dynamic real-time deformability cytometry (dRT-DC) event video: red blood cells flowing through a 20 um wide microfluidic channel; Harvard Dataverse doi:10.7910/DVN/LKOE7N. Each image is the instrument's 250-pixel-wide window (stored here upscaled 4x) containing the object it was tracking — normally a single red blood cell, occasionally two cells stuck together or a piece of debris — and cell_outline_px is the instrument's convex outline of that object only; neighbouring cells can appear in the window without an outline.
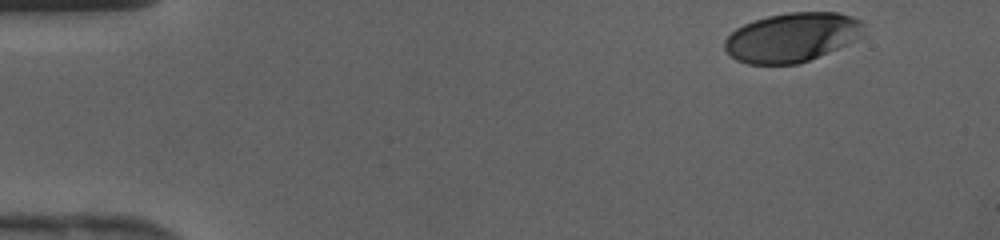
{"species": "human", "species_latin": "Homo sapiens", "temperature_condition": "cold", "stored_images_in_passage": 33, "camera_frame_rate_fps": 3000, "um_per_image_px": 0.085, "donor": {"sex": "female"}, "frame": {"image": 1, "passage_image": 1, "time_ms": 0.0, "image_size_px": [1000, 240], "cell_outline_px": [[864, 36], [848, 44], [808, 60], [796, 64], [748, 64], [736, 60], [724, 52], [724, 40], [736, 28], [744, 24], [768, 16], [788, 12], [836, 12], [852, 16], [860, 20], [864, 24]], "centroid_in_image_um": [67.32, 3.17], "position_along_channel_um": 17.7, "area_um2": 40.06}}
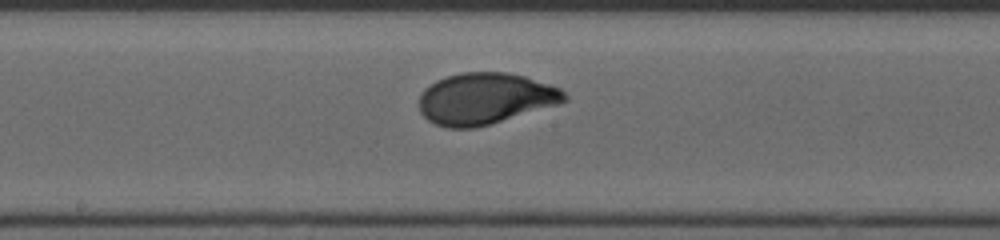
{"frame": {"image": 2, "passage_image": 20, "time_ms": 6.333, "image_size_px": [1000, 240], "cell_outline_px": [[568, 100], [560, 104], [476, 128], [448, 128], [436, 124], [428, 120], [420, 112], [420, 92], [424, 88], [436, 80], [448, 76], [464, 72], [508, 72], [524, 76], [560, 88], [568, 96]], "centroid_in_image_um": [41.25, 8.38], "position_along_channel_um": 207.0, "area_um2": 43.58}}
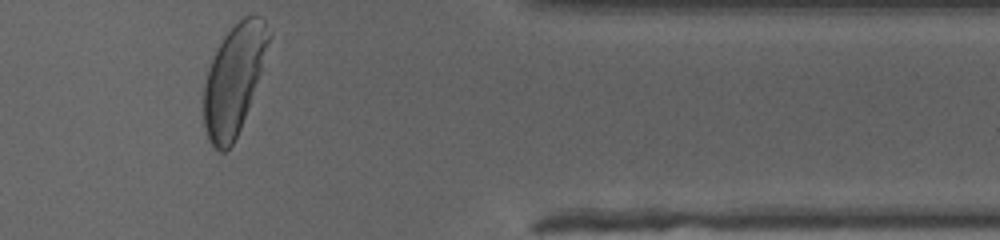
{"frame": {"image": 3, "passage_image": 33, "time_ms": 10.667, "image_size_px": [1000, 240], "cell_outline_px": [[272, 36], [240, 128], [232, 144], [224, 152], [220, 152], [208, 140], [204, 128], [204, 84], [208, 68], [224, 36], [244, 16], [252, 12], [256, 12], [264, 20], [272, 32]], "centroid_in_image_um": [19.88, 6.7], "position_along_channel_um": 391.5, "area_um2": 40.75}}